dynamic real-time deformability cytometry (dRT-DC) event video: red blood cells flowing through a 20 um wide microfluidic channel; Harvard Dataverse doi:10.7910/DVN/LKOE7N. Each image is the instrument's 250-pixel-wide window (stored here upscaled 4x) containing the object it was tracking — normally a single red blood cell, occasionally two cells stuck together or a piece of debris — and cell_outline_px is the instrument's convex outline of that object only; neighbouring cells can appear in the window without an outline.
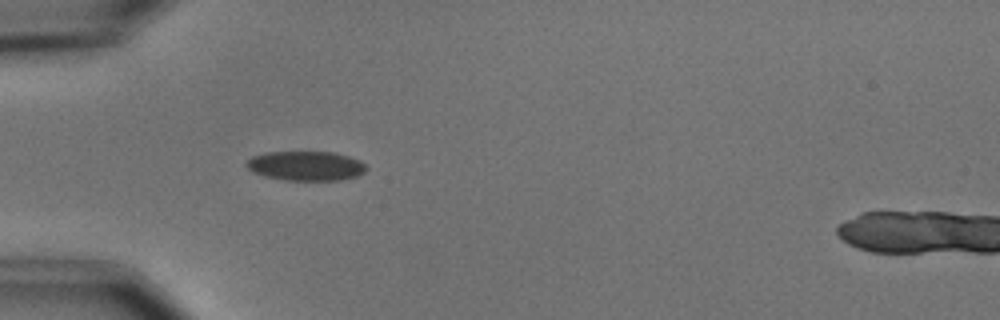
{"species": "common noctule bat (a hibernating species)", "species_latin": "Nyctalus noctula", "temperature_condition": "cold", "stored_images_in_passage": 5, "camera_frame_rate_fps": 3000, "um_per_image_px": 0.085, "animal": {"sex": "male", "body_mass_g": 15.6}, "frame": {"image": 1, "passage_image": 4, "time_ms": 3.667, "image_size_px": [1000, 320], "cell_outline_px": [[368, 168], [364, 172], [356, 176], [340, 180], [284, 180], [264, 176], [252, 172], [244, 164], [252, 156], [264, 152], [332, 152], [348, 156], [360, 160]], "centroid_in_image_um": [25.97, 14.1], "position_along_channel_um": 59.0, "area_um2": 20.63}}